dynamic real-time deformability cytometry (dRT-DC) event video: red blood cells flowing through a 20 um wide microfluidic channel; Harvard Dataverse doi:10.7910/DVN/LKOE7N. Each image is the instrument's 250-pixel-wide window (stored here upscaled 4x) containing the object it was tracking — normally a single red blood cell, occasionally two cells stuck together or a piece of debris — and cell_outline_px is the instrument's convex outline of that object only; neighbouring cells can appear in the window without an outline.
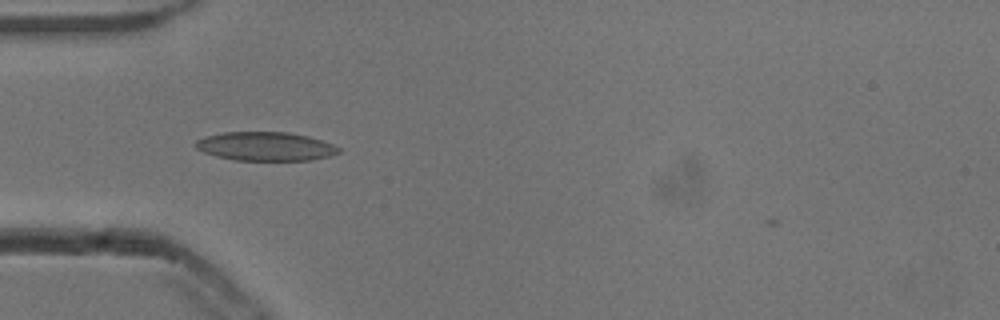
{"species": "common noctule bat (a hibernating species)", "species_latin": "Nyctalus noctula", "temperature_condition": "cold", "stored_images_in_passage": 38, "camera_frame_rate_fps": 3000, "um_per_image_px": 0.085, "animal": {"sex": "male", "body_mass_g": 13.3}, "frame": {"image": 1, "passage_image": 1, "time_ms": 0.0, "image_size_px": [1000, 320], "cell_outline_px": [[340, 152], [332, 156], [312, 160], [236, 160], [216, 156], [204, 152], [196, 148], [196, 140], [204, 136], [224, 132], [288, 132], [308, 136], [332, 144], [340, 148]], "centroid_in_image_um": [22.58, 12.44], "position_along_channel_um": 62.4, "area_um2": 23.99}}
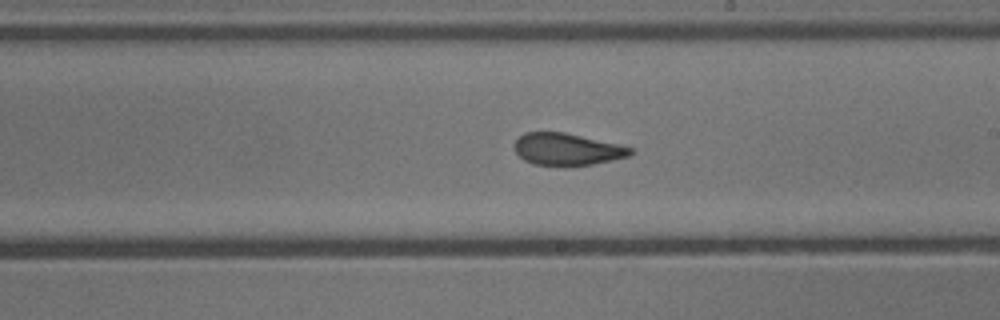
{"frame": {"image": 2, "passage_image": 15, "time_ms": 4.667, "image_size_px": [1000, 320], "cell_outline_px": [[632, 152], [628, 156], [612, 160], [592, 164], [532, 164], [524, 160], [516, 152], [512, 144], [524, 132], [564, 132], [620, 144], [632, 148]], "centroid_in_image_um": [48.17, 12.66], "position_along_channel_um": 240.8, "area_um2": 21.27}}
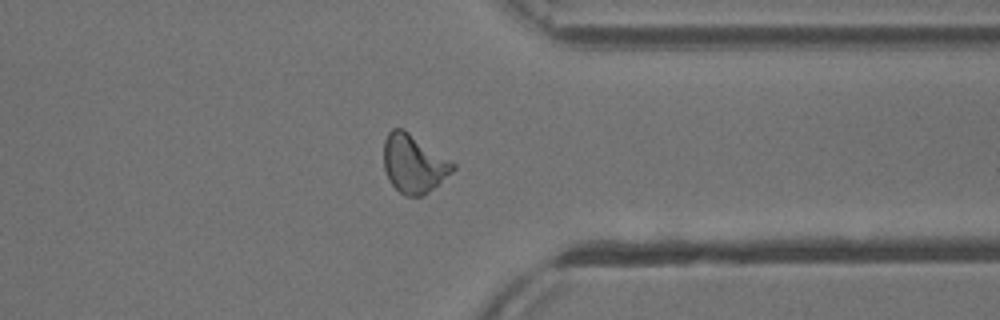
{"frame": {"image": 3, "passage_image": 26, "time_ms": 8.333, "image_size_px": [1000, 320], "cell_outline_px": [[456, 168], [452, 172], [424, 196], [404, 196], [388, 180], [384, 168], [384, 140], [388, 132], [392, 128], [404, 128], [456, 164]], "centroid_in_image_um": [35.16, 13.91], "position_along_channel_um": 376.2, "area_um2": 23.58}, "authors_computed_cell_mechanics": {"area_um2": 22.5709, "velocity_mm_per_s": 3.8472, "shape_relaxation_time_tau1_ms": 6.7028, "shape_relaxation_time_tau2_ms": 1.5926, "deformation_change_tau1": 0.1731, "deformation_change_tau2": 0.0853}}